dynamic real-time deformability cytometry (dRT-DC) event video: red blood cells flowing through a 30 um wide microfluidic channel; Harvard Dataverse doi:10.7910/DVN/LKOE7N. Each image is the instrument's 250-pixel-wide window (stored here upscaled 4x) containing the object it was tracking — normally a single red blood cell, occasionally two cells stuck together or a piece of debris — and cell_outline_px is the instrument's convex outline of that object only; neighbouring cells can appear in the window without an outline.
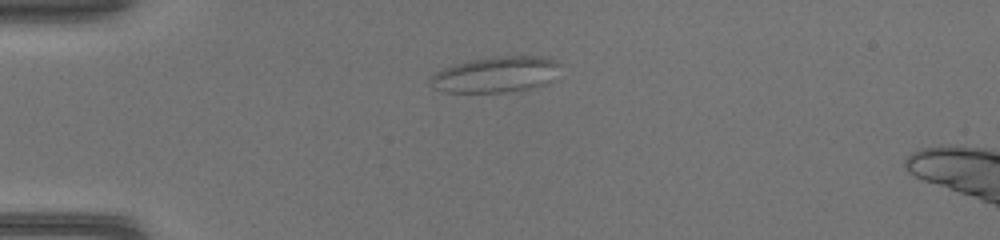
{"species": "common noctule bat (a hibernating species)", "species_latin": "Nyctalus noctula", "temperature_condition": "warm", "stored_images_in_passage": 35, "camera_frame_rate_fps": 3000, "um_per_image_px": 0.085, "animal": {"sex": "female", "body_mass_g": 17.0, "forearm_length_mm": 48.0}, "frame": {"image": 1, "passage_image": 1, "time_ms": 0.0, "image_size_px": [1000, 240], "cell_outline_px": [[560, 64], [548, 80], [544, 84], [508, 92], [444, 92], [436, 88], [432, 84], [432, 76], [436, 72], [444, 68], [456, 64], [472, 60], [504, 56], [540, 56], [556, 60]], "centroid_in_image_um": [42.12, 6.33], "position_along_channel_um": 42.9, "area_um2": 26.18}}
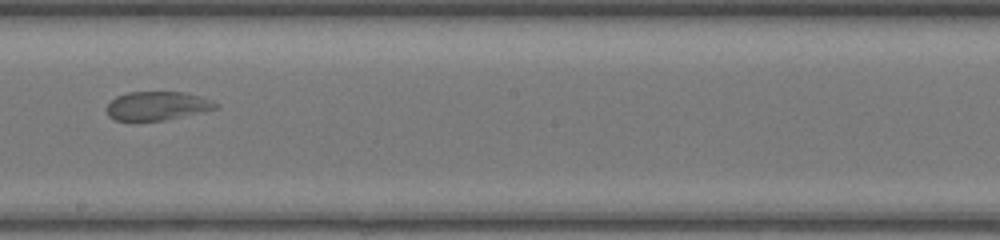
{"frame": {"image": 2, "passage_image": 16, "time_ms": 5.0, "image_size_px": [1000, 240], "cell_outline_px": [[220, 108], [164, 120], [116, 120], [108, 116], [108, 104], [116, 96], [128, 92], [184, 92], [200, 96], [216, 104]], "centroid_in_image_um": [13.35, 8.99], "position_along_channel_um": 234.8, "area_um2": 17.92}}
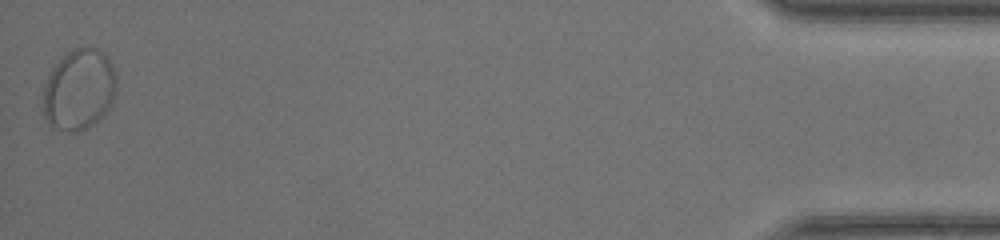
{"frame": {"image": 3, "passage_image": 35, "time_ms": 11.333, "image_size_px": [1000, 240], "cell_outline_px": [[116, 88], [112, 100], [108, 108], [88, 128], [76, 132], [72, 132], [60, 128], [52, 124], [44, 116], [44, 88], [48, 76], [52, 68], [60, 56], [72, 48], [88, 44], [104, 52], [112, 68], [116, 80]], "centroid_in_image_um": [6.71, 7.54], "position_along_channel_um": 428.5, "area_um2": 34.33}}